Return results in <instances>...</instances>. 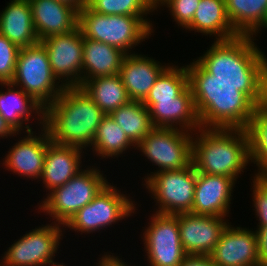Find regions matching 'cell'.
<instances>
[{
	"label": "cell",
	"mask_w": 267,
	"mask_h": 266,
	"mask_svg": "<svg viewBox=\"0 0 267 266\" xmlns=\"http://www.w3.org/2000/svg\"><path fill=\"white\" fill-rule=\"evenodd\" d=\"M186 69L201 128L246 129L267 104V84L218 82L195 59Z\"/></svg>",
	"instance_id": "cell-1"
},
{
	"label": "cell",
	"mask_w": 267,
	"mask_h": 266,
	"mask_svg": "<svg viewBox=\"0 0 267 266\" xmlns=\"http://www.w3.org/2000/svg\"><path fill=\"white\" fill-rule=\"evenodd\" d=\"M105 116L80 87H65L44 109V127L53 143L85 149Z\"/></svg>",
	"instance_id": "cell-2"
},
{
	"label": "cell",
	"mask_w": 267,
	"mask_h": 266,
	"mask_svg": "<svg viewBox=\"0 0 267 266\" xmlns=\"http://www.w3.org/2000/svg\"><path fill=\"white\" fill-rule=\"evenodd\" d=\"M255 36L239 35L214 40L210 49L196 61L218 82L267 84V58Z\"/></svg>",
	"instance_id": "cell-3"
},
{
	"label": "cell",
	"mask_w": 267,
	"mask_h": 266,
	"mask_svg": "<svg viewBox=\"0 0 267 266\" xmlns=\"http://www.w3.org/2000/svg\"><path fill=\"white\" fill-rule=\"evenodd\" d=\"M195 133L197 135L192 141L195 170L203 174L223 175L236 181L250 162L246 129L200 128Z\"/></svg>",
	"instance_id": "cell-4"
},
{
	"label": "cell",
	"mask_w": 267,
	"mask_h": 266,
	"mask_svg": "<svg viewBox=\"0 0 267 266\" xmlns=\"http://www.w3.org/2000/svg\"><path fill=\"white\" fill-rule=\"evenodd\" d=\"M77 27L83 37L112 45L126 54L154 32L139 16L104 15L87 4L78 10Z\"/></svg>",
	"instance_id": "cell-5"
},
{
	"label": "cell",
	"mask_w": 267,
	"mask_h": 266,
	"mask_svg": "<svg viewBox=\"0 0 267 266\" xmlns=\"http://www.w3.org/2000/svg\"><path fill=\"white\" fill-rule=\"evenodd\" d=\"M11 83L30 95L44 109L65 88L53 75L47 51L40 42L20 48Z\"/></svg>",
	"instance_id": "cell-6"
},
{
	"label": "cell",
	"mask_w": 267,
	"mask_h": 266,
	"mask_svg": "<svg viewBox=\"0 0 267 266\" xmlns=\"http://www.w3.org/2000/svg\"><path fill=\"white\" fill-rule=\"evenodd\" d=\"M86 169L48 193L38 206L40 212H45L55 223L64 226L81 208L89 204L108 181L98 168L89 166Z\"/></svg>",
	"instance_id": "cell-7"
},
{
	"label": "cell",
	"mask_w": 267,
	"mask_h": 266,
	"mask_svg": "<svg viewBox=\"0 0 267 266\" xmlns=\"http://www.w3.org/2000/svg\"><path fill=\"white\" fill-rule=\"evenodd\" d=\"M145 178L143 185L158 205L156 213L175 215L192 211L197 178L193 163L179 170L154 171Z\"/></svg>",
	"instance_id": "cell-8"
},
{
	"label": "cell",
	"mask_w": 267,
	"mask_h": 266,
	"mask_svg": "<svg viewBox=\"0 0 267 266\" xmlns=\"http://www.w3.org/2000/svg\"><path fill=\"white\" fill-rule=\"evenodd\" d=\"M135 201L124 195L109 182L95 198L81 208L63 228H71L77 233H93L104 230L117 221L135 213Z\"/></svg>",
	"instance_id": "cell-9"
},
{
	"label": "cell",
	"mask_w": 267,
	"mask_h": 266,
	"mask_svg": "<svg viewBox=\"0 0 267 266\" xmlns=\"http://www.w3.org/2000/svg\"><path fill=\"white\" fill-rule=\"evenodd\" d=\"M192 134L178 128H154L135 149L158 166L156 172L183 169L192 163Z\"/></svg>",
	"instance_id": "cell-10"
},
{
	"label": "cell",
	"mask_w": 267,
	"mask_h": 266,
	"mask_svg": "<svg viewBox=\"0 0 267 266\" xmlns=\"http://www.w3.org/2000/svg\"><path fill=\"white\" fill-rule=\"evenodd\" d=\"M144 228L143 244L150 266H179L187 255L181 244L178 214L154 213Z\"/></svg>",
	"instance_id": "cell-11"
},
{
	"label": "cell",
	"mask_w": 267,
	"mask_h": 266,
	"mask_svg": "<svg viewBox=\"0 0 267 266\" xmlns=\"http://www.w3.org/2000/svg\"><path fill=\"white\" fill-rule=\"evenodd\" d=\"M63 225L51 223L32 229L5 251L4 266H43L55 258L63 236Z\"/></svg>",
	"instance_id": "cell-12"
},
{
	"label": "cell",
	"mask_w": 267,
	"mask_h": 266,
	"mask_svg": "<svg viewBox=\"0 0 267 266\" xmlns=\"http://www.w3.org/2000/svg\"><path fill=\"white\" fill-rule=\"evenodd\" d=\"M47 51L53 75L64 87L82 85L84 37L78 27L40 41ZM62 78V80H60Z\"/></svg>",
	"instance_id": "cell-13"
},
{
	"label": "cell",
	"mask_w": 267,
	"mask_h": 266,
	"mask_svg": "<svg viewBox=\"0 0 267 266\" xmlns=\"http://www.w3.org/2000/svg\"><path fill=\"white\" fill-rule=\"evenodd\" d=\"M224 218L190 212L179 213V234L184 252L189 255L209 256L229 224Z\"/></svg>",
	"instance_id": "cell-14"
},
{
	"label": "cell",
	"mask_w": 267,
	"mask_h": 266,
	"mask_svg": "<svg viewBox=\"0 0 267 266\" xmlns=\"http://www.w3.org/2000/svg\"><path fill=\"white\" fill-rule=\"evenodd\" d=\"M209 256L217 266H261L256 232L230 223Z\"/></svg>",
	"instance_id": "cell-15"
},
{
	"label": "cell",
	"mask_w": 267,
	"mask_h": 266,
	"mask_svg": "<svg viewBox=\"0 0 267 266\" xmlns=\"http://www.w3.org/2000/svg\"><path fill=\"white\" fill-rule=\"evenodd\" d=\"M40 129L42 132L38 134L39 136L30 131L26 134L27 136L23 137V139L21 137V140L9 149L2 164L8 168V171H12L18 176L34 180L39 179L38 181H40L46 149L52 142L47 129L44 126Z\"/></svg>",
	"instance_id": "cell-16"
},
{
	"label": "cell",
	"mask_w": 267,
	"mask_h": 266,
	"mask_svg": "<svg viewBox=\"0 0 267 266\" xmlns=\"http://www.w3.org/2000/svg\"><path fill=\"white\" fill-rule=\"evenodd\" d=\"M235 184V180L230 177L197 172L194 202L190 213L226 217Z\"/></svg>",
	"instance_id": "cell-17"
},
{
	"label": "cell",
	"mask_w": 267,
	"mask_h": 266,
	"mask_svg": "<svg viewBox=\"0 0 267 266\" xmlns=\"http://www.w3.org/2000/svg\"><path fill=\"white\" fill-rule=\"evenodd\" d=\"M143 104L149 109L154 128L179 127L190 133L201 128L189 86L174 100L143 102Z\"/></svg>",
	"instance_id": "cell-18"
},
{
	"label": "cell",
	"mask_w": 267,
	"mask_h": 266,
	"mask_svg": "<svg viewBox=\"0 0 267 266\" xmlns=\"http://www.w3.org/2000/svg\"><path fill=\"white\" fill-rule=\"evenodd\" d=\"M39 41L77 28L78 9L60 0H29Z\"/></svg>",
	"instance_id": "cell-19"
},
{
	"label": "cell",
	"mask_w": 267,
	"mask_h": 266,
	"mask_svg": "<svg viewBox=\"0 0 267 266\" xmlns=\"http://www.w3.org/2000/svg\"><path fill=\"white\" fill-rule=\"evenodd\" d=\"M169 63L160 62L146 55L132 51L124 57L119 75L130 100L144 101L156 79L168 67Z\"/></svg>",
	"instance_id": "cell-20"
},
{
	"label": "cell",
	"mask_w": 267,
	"mask_h": 266,
	"mask_svg": "<svg viewBox=\"0 0 267 266\" xmlns=\"http://www.w3.org/2000/svg\"><path fill=\"white\" fill-rule=\"evenodd\" d=\"M0 86L7 87L6 92L0 90V115L17 134L25 129V133L32 131L29 124L24 126L28 121L30 123L31 114L38 115L35 119L44 126V108L40 104L12 83H0Z\"/></svg>",
	"instance_id": "cell-21"
},
{
	"label": "cell",
	"mask_w": 267,
	"mask_h": 266,
	"mask_svg": "<svg viewBox=\"0 0 267 266\" xmlns=\"http://www.w3.org/2000/svg\"><path fill=\"white\" fill-rule=\"evenodd\" d=\"M83 149L51 142L46 149L44 167L40 179L48 192L66 184L82 168Z\"/></svg>",
	"instance_id": "cell-22"
},
{
	"label": "cell",
	"mask_w": 267,
	"mask_h": 266,
	"mask_svg": "<svg viewBox=\"0 0 267 266\" xmlns=\"http://www.w3.org/2000/svg\"><path fill=\"white\" fill-rule=\"evenodd\" d=\"M0 34L19 48L39 43L29 0H11L0 13Z\"/></svg>",
	"instance_id": "cell-23"
},
{
	"label": "cell",
	"mask_w": 267,
	"mask_h": 266,
	"mask_svg": "<svg viewBox=\"0 0 267 266\" xmlns=\"http://www.w3.org/2000/svg\"><path fill=\"white\" fill-rule=\"evenodd\" d=\"M125 56L117 47L84 37L82 84L96 77L119 74Z\"/></svg>",
	"instance_id": "cell-24"
},
{
	"label": "cell",
	"mask_w": 267,
	"mask_h": 266,
	"mask_svg": "<svg viewBox=\"0 0 267 266\" xmlns=\"http://www.w3.org/2000/svg\"><path fill=\"white\" fill-rule=\"evenodd\" d=\"M215 36V40H229L239 36L226 13L225 0H200L191 24L185 29Z\"/></svg>",
	"instance_id": "cell-25"
},
{
	"label": "cell",
	"mask_w": 267,
	"mask_h": 266,
	"mask_svg": "<svg viewBox=\"0 0 267 266\" xmlns=\"http://www.w3.org/2000/svg\"><path fill=\"white\" fill-rule=\"evenodd\" d=\"M80 88L106 115L130 101L119 74L86 80Z\"/></svg>",
	"instance_id": "cell-26"
},
{
	"label": "cell",
	"mask_w": 267,
	"mask_h": 266,
	"mask_svg": "<svg viewBox=\"0 0 267 266\" xmlns=\"http://www.w3.org/2000/svg\"><path fill=\"white\" fill-rule=\"evenodd\" d=\"M226 13L239 35L260 33L267 16V0H225Z\"/></svg>",
	"instance_id": "cell-27"
},
{
	"label": "cell",
	"mask_w": 267,
	"mask_h": 266,
	"mask_svg": "<svg viewBox=\"0 0 267 266\" xmlns=\"http://www.w3.org/2000/svg\"><path fill=\"white\" fill-rule=\"evenodd\" d=\"M110 117L124 130L135 146L154 129L149 109L142 101L130 100L113 111Z\"/></svg>",
	"instance_id": "cell-28"
},
{
	"label": "cell",
	"mask_w": 267,
	"mask_h": 266,
	"mask_svg": "<svg viewBox=\"0 0 267 266\" xmlns=\"http://www.w3.org/2000/svg\"><path fill=\"white\" fill-rule=\"evenodd\" d=\"M91 146L96 156L109 159L120 156L125 150L130 149V146L136 147L110 115L102 119Z\"/></svg>",
	"instance_id": "cell-29"
},
{
	"label": "cell",
	"mask_w": 267,
	"mask_h": 266,
	"mask_svg": "<svg viewBox=\"0 0 267 266\" xmlns=\"http://www.w3.org/2000/svg\"><path fill=\"white\" fill-rule=\"evenodd\" d=\"M246 131L250 162L258 166L255 175L267 176V104L257 107Z\"/></svg>",
	"instance_id": "cell-30"
},
{
	"label": "cell",
	"mask_w": 267,
	"mask_h": 266,
	"mask_svg": "<svg viewBox=\"0 0 267 266\" xmlns=\"http://www.w3.org/2000/svg\"><path fill=\"white\" fill-rule=\"evenodd\" d=\"M189 86L188 73L185 67L169 65L156 79L148 96L143 102L174 100Z\"/></svg>",
	"instance_id": "cell-31"
},
{
	"label": "cell",
	"mask_w": 267,
	"mask_h": 266,
	"mask_svg": "<svg viewBox=\"0 0 267 266\" xmlns=\"http://www.w3.org/2000/svg\"><path fill=\"white\" fill-rule=\"evenodd\" d=\"M87 5L104 15L139 16L151 29L153 24L146 16L156 10L154 0H87ZM149 20V21H148Z\"/></svg>",
	"instance_id": "cell-32"
},
{
	"label": "cell",
	"mask_w": 267,
	"mask_h": 266,
	"mask_svg": "<svg viewBox=\"0 0 267 266\" xmlns=\"http://www.w3.org/2000/svg\"><path fill=\"white\" fill-rule=\"evenodd\" d=\"M20 48L0 34V83L13 81Z\"/></svg>",
	"instance_id": "cell-33"
},
{
	"label": "cell",
	"mask_w": 267,
	"mask_h": 266,
	"mask_svg": "<svg viewBox=\"0 0 267 266\" xmlns=\"http://www.w3.org/2000/svg\"><path fill=\"white\" fill-rule=\"evenodd\" d=\"M200 0H161L157 7L166 6L172 13L173 19L178 26L187 28L194 17L195 11L199 6Z\"/></svg>",
	"instance_id": "cell-34"
},
{
	"label": "cell",
	"mask_w": 267,
	"mask_h": 266,
	"mask_svg": "<svg viewBox=\"0 0 267 266\" xmlns=\"http://www.w3.org/2000/svg\"><path fill=\"white\" fill-rule=\"evenodd\" d=\"M253 181V207L259 220L257 226H267V176L254 175Z\"/></svg>",
	"instance_id": "cell-35"
},
{
	"label": "cell",
	"mask_w": 267,
	"mask_h": 266,
	"mask_svg": "<svg viewBox=\"0 0 267 266\" xmlns=\"http://www.w3.org/2000/svg\"><path fill=\"white\" fill-rule=\"evenodd\" d=\"M257 235L259 261L261 266H267V226H258Z\"/></svg>",
	"instance_id": "cell-36"
},
{
	"label": "cell",
	"mask_w": 267,
	"mask_h": 266,
	"mask_svg": "<svg viewBox=\"0 0 267 266\" xmlns=\"http://www.w3.org/2000/svg\"><path fill=\"white\" fill-rule=\"evenodd\" d=\"M179 266H217L210 256L187 254Z\"/></svg>",
	"instance_id": "cell-37"
},
{
	"label": "cell",
	"mask_w": 267,
	"mask_h": 266,
	"mask_svg": "<svg viewBox=\"0 0 267 266\" xmlns=\"http://www.w3.org/2000/svg\"><path fill=\"white\" fill-rule=\"evenodd\" d=\"M99 260V263H97L98 266H129L121 258L119 259L118 256L110 255L108 252L99 258Z\"/></svg>",
	"instance_id": "cell-38"
},
{
	"label": "cell",
	"mask_w": 267,
	"mask_h": 266,
	"mask_svg": "<svg viewBox=\"0 0 267 266\" xmlns=\"http://www.w3.org/2000/svg\"><path fill=\"white\" fill-rule=\"evenodd\" d=\"M17 135V133L10 127V125L2 118L0 115V137L4 139V137L8 138L14 135Z\"/></svg>",
	"instance_id": "cell-39"
},
{
	"label": "cell",
	"mask_w": 267,
	"mask_h": 266,
	"mask_svg": "<svg viewBox=\"0 0 267 266\" xmlns=\"http://www.w3.org/2000/svg\"><path fill=\"white\" fill-rule=\"evenodd\" d=\"M60 1H64L68 4H71L78 10H80L84 5L87 4V0H60Z\"/></svg>",
	"instance_id": "cell-40"
},
{
	"label": "cell",
	"mask_w": 267,
	"mask_h": 266,
	"mask_svg": "<svg viewBox=\"0 0 267 266\" xmlns=\"http://www.w3.org/2000/svg\"><path fill=\"white\" fill-rule=\"evenodd\" d=\"M54 259H51L50 261L46 262L43 266H66L65 264L61 263V264H57L53 261Z\"/></svg>",
	"instance_id": "cell-41"
},
{
	"label": "cell",
	"mask_w": 267,
	"mask_h": 266,
	"mask_svg": "<svg viewBox=\"0 0 267 266\" xmlns=\"http://www.w3.org/2000/svg\"><path fill=\"white\" fill-rule=\"evenodd\" d=\"M262 28H267V16H266V19H265V21H264V23H263Z\"/></svg>",
	"instance_id": "cell-42"
},
{
	"label": "cell",
	"mask_w": 267,
	"mask_h": 266,
	"mask_svg": "<svg viewBox=\"0 0 267 266\" xmlns=\"http://www.w3.org/2000/svg\"><path fill=\"white\" fill-rule=\"evenodd\" d=\"M161 0H154L155 6L160 2Z\"/></svg>",
	"instance_id": "cell-43"
}]
</instances>
